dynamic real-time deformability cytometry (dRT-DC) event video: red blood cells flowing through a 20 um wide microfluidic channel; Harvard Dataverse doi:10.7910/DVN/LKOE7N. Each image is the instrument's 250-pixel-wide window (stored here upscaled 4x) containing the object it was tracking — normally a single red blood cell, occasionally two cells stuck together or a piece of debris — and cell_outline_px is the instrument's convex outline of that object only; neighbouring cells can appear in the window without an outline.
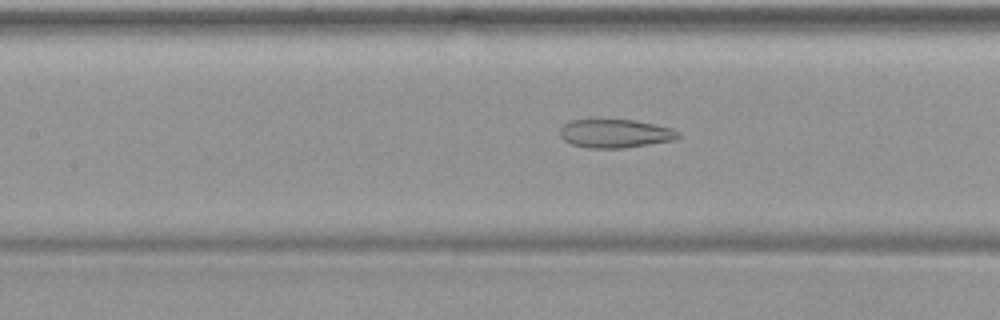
{"species": "common noctule bat (a hibernating species)", "species_latin": "Nyctalus noctula", "temperature_condition": "warm", "stored_images_in_passage": 39, "camera_frame_rate_fps": 3000, "um_per_image_px": 0.085, "animal": {"sex": "female", "body_mass_g": 19.9}, "frame": {"image": 1, "passage_image": 12, "time_ms": 3.667, "image_size_px": [1000, 320], "cell_outline_px": [[680, 136], [676, 140], [624, 148], [588, 148], [572, 144], [564, 140], [560, 136], [560, 128], [564, 124], [572, 120], [632, 120], [672, 128], [680, 132]], "centroid_in_image_um": [52.31, 11.36], "position_along_channel_um": 155.1, "area_um2": 19.59}}
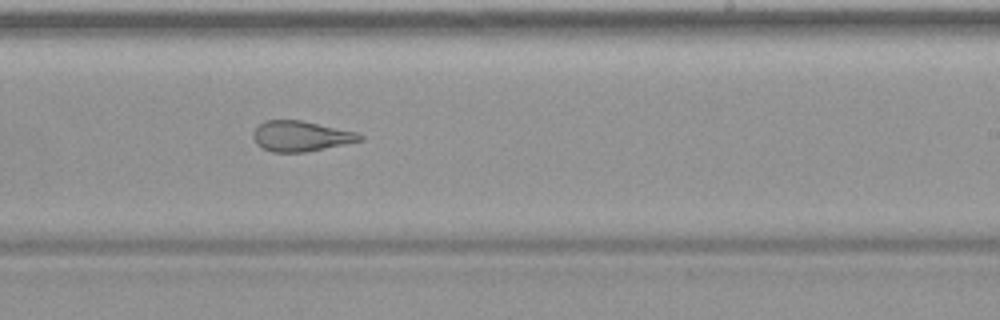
{"frame": {"image": 2, "passage_image": 20, "time_ms": 6.333, "image_size_px": [1000, 320], "cell_outline_px": [[364, 140], [304, 152], [272, 152], [256, 144], [252, 136], [252, 132], [264, 120], [300, 120], [356, 132], [364, 136]], "centroid_in_image_um": [25.55, 11.57], "position_along_channel_um": 263.5, "area_um2": 18.73}}
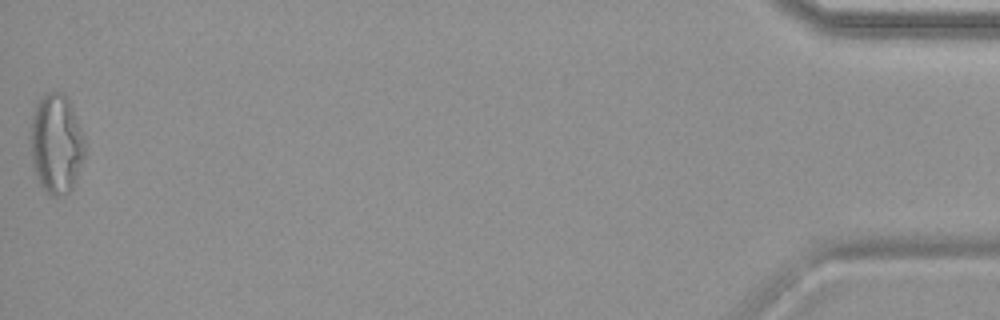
{"frame": {"image": 3, "passage_image": 39, "time_ms": 12.667, "image_size_px": [1000, 320], "cell_outline_px": [[84, 156], [72, 188], [68, 192], [56, 196], [52, 196], [40, 184], [36, 176], [32, 164], [32, 116], [36, 104], [40, 96], [48, 92], [64, 92], [72, 108], [84, 136]], "centroid_in_image_um": [4.78, 12.19], "position_along_channel_um": 430.4, "area_um2": 30.98}}